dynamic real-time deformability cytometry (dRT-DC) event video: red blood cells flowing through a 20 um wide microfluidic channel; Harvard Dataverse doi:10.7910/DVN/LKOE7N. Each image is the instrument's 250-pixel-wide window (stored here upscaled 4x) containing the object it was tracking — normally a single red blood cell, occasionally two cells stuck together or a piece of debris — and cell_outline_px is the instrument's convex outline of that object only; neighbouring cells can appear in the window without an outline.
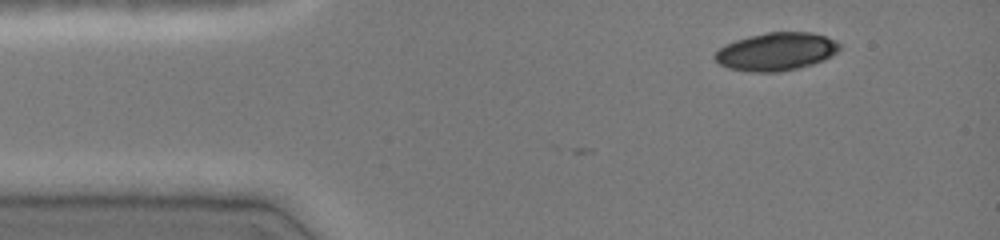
{"species": "common noctule bat (a hibernating species)", "species_latin": "Nyctalus noctula", "temperature_condition": "cold", "stored_images_in_passage": 40, "camera_frame_rate_fps": 3000, "um_per_image_px": 0.085, "animal": {"sex": "female", "body_mass_g": 19.0, "forearm_length_mm": 51.5}, "frame": {"image": 1, "passage_image": 1, "time_ms": 0.0, "image_size_px": [1000, 240], "cell_outline_px": [[840, 48], [836, 52], [824, 60], [812, 64], [780, 72], [752, 72], [728, 68], [720, 64], [712, 56], [724, 44], [748, 36], [768, 32], [812, 32], [836, 40], [840, 44]], "centroid_in_image_um": [65.96, 4.38], "position_along_channel_um": 19.0, "area_um2": 27.57}}
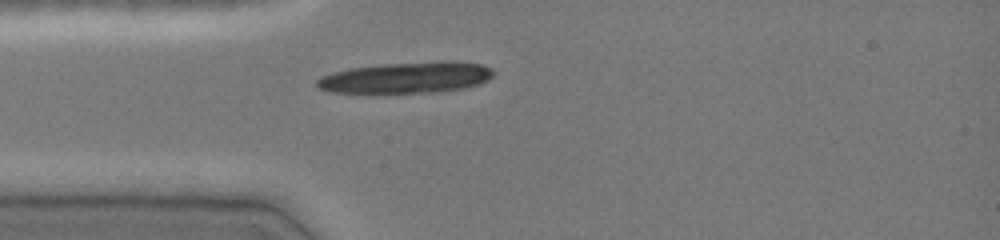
{"frame": {"image": 2, "passage_image": 8, "time_ms": 2.333, "image_size_px": [1000, 240], "cell_outline_px": [[496, 72], [488, 80], [480, 84], [464, 88], [436, 92], [372, 96], [328, 92], [320, 88], [316, 84], [316, 80], [320, 76], [332, 72], [352, 68], [384, 64], [448, 60], [452, 60], [484, 64], [492, 68]], "centroid_in_image_um": [34.51, 6.64], "position_along_channel_um": 50.5, "area_um2": 33.7}}